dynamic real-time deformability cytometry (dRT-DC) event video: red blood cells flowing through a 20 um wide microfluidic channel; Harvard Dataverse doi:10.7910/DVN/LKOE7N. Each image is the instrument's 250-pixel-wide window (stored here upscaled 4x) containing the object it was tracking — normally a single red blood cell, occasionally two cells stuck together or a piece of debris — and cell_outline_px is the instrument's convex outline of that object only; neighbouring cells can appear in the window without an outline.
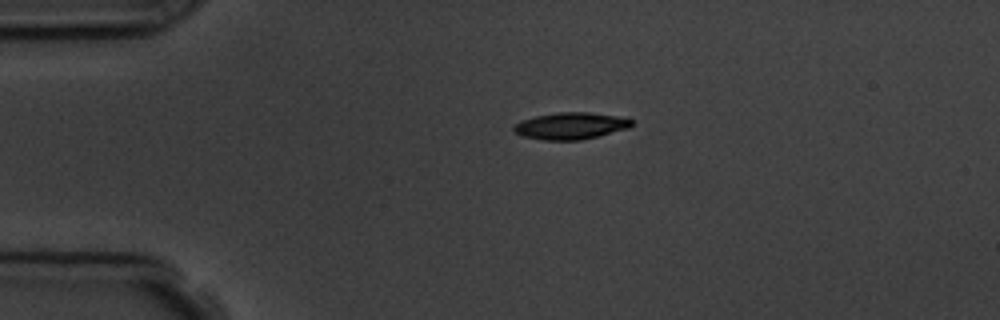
{"species": "common noctule bat (a hibernating species)", "species_latin": "Nyctalus noctula", "temperature_condition": "room temperature", "stored_images_in_passage": 2, "camera_frame_rate_fps": 3000, "um_per_image_px": 0.085, "animal": {"sex": "male", "body_mass_g": 19.5, "forearm_length_mm": 54.6}, "frame": {"image": 1, "passage_image": 1, "time_ms": 0.0, "image_size_px": [1000, 320], "cell_outline_px": [[632, 124], [628, 128], [600, 136], [580, 140], [544, 140], [524, 136], [516, 132], [512, 128], [520, 120], [536, 116], [560, 112], [588, 112], [616, 116], [632, 120]], "centroid_in_image_um": [48.5, 10.7], "position_along_channel_um": 36.5, "area_um2": 18.21}}